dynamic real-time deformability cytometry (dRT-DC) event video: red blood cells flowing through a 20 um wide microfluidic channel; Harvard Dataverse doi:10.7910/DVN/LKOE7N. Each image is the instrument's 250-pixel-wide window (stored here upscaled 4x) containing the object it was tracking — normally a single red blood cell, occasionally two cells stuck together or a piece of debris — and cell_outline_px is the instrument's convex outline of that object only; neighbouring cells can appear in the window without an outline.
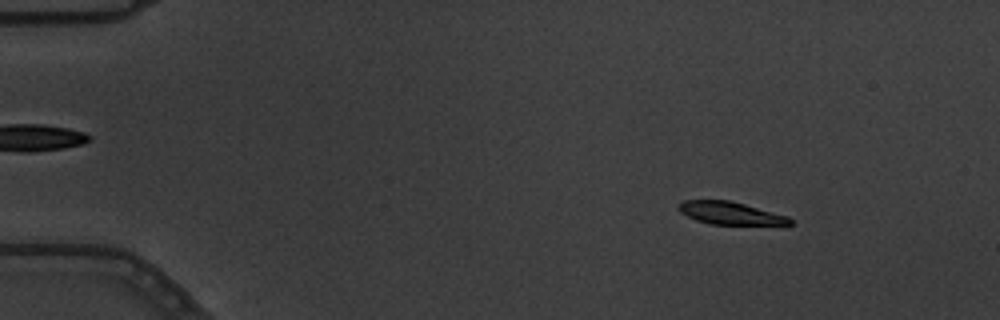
{"species": "common noctule bat (a hibernating species)", "species_latin": "Nyctalus noctula", "temperature_condition": "warm", "stored_images_in_passage": 5, "camera_frame_rate_fps": 3000, "um_per_image_px": 0.085, "animal": {"sex": "male", "body_mass_g": 19.5, "forearm_length_mm": 54.6}, "frame": {"image": 1, "passage_image": 2, "time_ms": 0.333, "image_size_px": [1000, 320], "cell_outline_px": [[792, 224], [708, 224], [696, 220], [680, 212], [676, 208], [676, 204], [684, 200], [728, 200], [744, 204], [788, 216], [792, 220]], "centroid_in_image_um": [62.0, 18.11], "position_along_channel_um": 23.0, "area_um2": 14.57}}
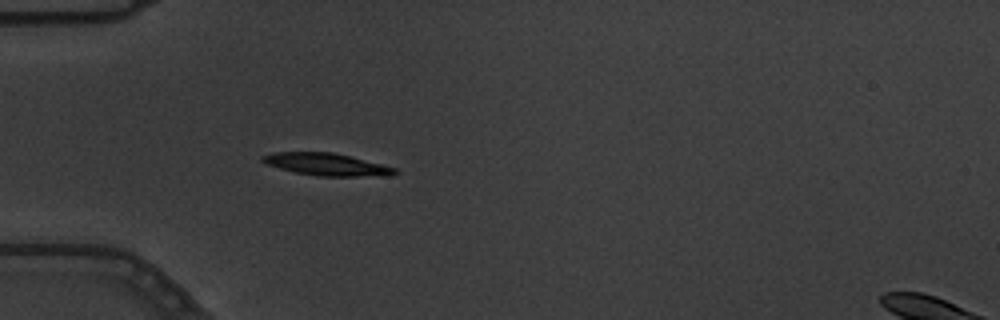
{"frame": {"image": 2, "passage_image": 5, "time_ms": 1.333, "image_size_px": [1000, 320], "cell_outline_px": [[400, 172], [388, 176], [316, 176], [296, 172], [264, 164], [260, 160], [260, 156], [272, 152], [332, 152], [384, 164], [396, 168]], "centroid_in_image_um": [27.76, 13.97], "position_along_channel_um": 57.2, "area_um2": 17.4}}